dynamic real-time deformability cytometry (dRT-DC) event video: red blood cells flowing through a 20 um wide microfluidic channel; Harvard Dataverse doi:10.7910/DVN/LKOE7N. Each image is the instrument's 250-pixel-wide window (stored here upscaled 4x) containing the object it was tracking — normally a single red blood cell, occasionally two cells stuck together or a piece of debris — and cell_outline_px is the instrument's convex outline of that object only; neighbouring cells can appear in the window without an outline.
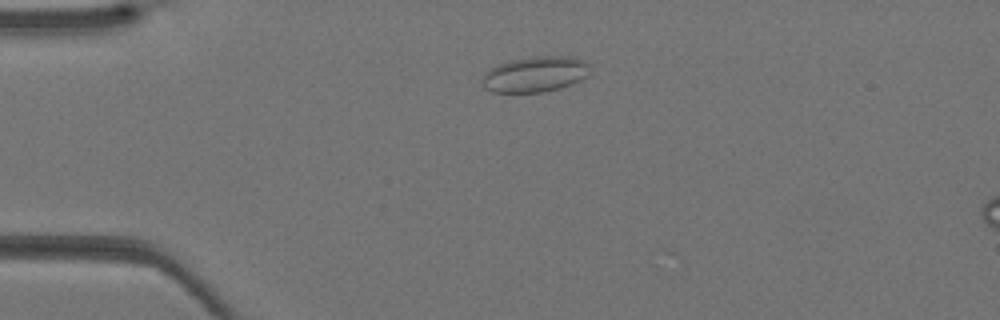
{"species": "Egyptian fruit bat (a non-hibernating species)", "species_latin": "Rousettus aegyptiacus", "temperature_condition": "warm", "stored_images_in_passage": 33, "camera_frame_rate_fps": 3000, "um_per_image_px": 0.085, "animal": {"sex": "female"}, "frame": {"image": 1, "passage_image": 2, "time_ms": 0.333, "image_size_px": [1000, 320], "cell_outline_px": [[592, 64], [588, 76], [572, 84], [560, 88], [540, 92], [492, 92], [484, 88], [484, 72], [488, 68], [496, 64], [508, 60], [528, 56], [572, 56], [584, 60]], "centroid_in_image_um": [45.52, 6.28], "position_along_channel_um": 39.5, "area_um2": 22.83}}
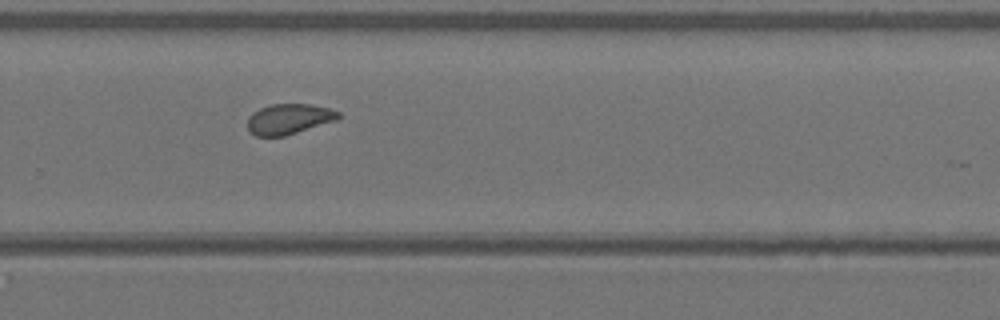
{"frame": {"image": 2, "passage_image": 20, "time_ms": 6.333, "image_size_px": [1000, 320], "cell_outline_px": [[340, 116], [336, 120], [284, 136], [256, 136], [248, 132], [248, 116], [252, 112], [260, 108], [272, 104], [312, 104], [328, 108], [340, 112]], "centroid_in_image_um": [24.52, 10.11], "position_along_channel_um": 305.3, "area_um2": 16.07}}
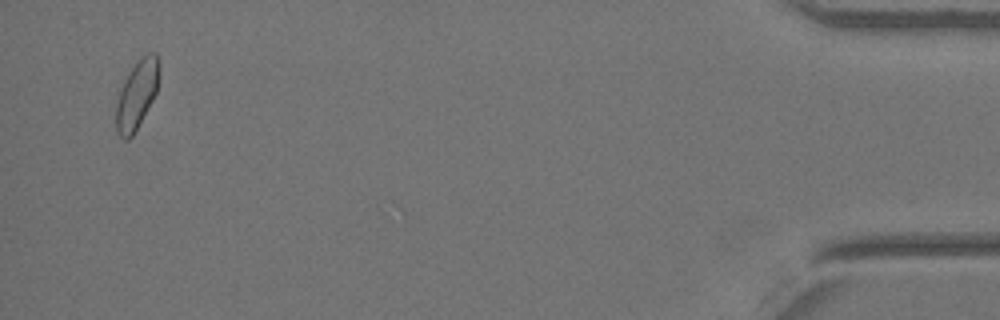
{"frame": {"image": 3, "passage_image": 32, "time_ms": 10.333, "image_size_px": [1000, 320], "cell_outline_px": [[160, 76], [156, 92], [152, 100], [132, 136], [128, 140], [124, 140], [116, 132], [116, 104], [120, 88], [124, 80], [132, 68], [148, 52], [156, 52], [160, 64]], "centroid_in_image_um": [11.64, 8.04], "position_along_channel_um": 423.6, "area_um2": 17.05}}